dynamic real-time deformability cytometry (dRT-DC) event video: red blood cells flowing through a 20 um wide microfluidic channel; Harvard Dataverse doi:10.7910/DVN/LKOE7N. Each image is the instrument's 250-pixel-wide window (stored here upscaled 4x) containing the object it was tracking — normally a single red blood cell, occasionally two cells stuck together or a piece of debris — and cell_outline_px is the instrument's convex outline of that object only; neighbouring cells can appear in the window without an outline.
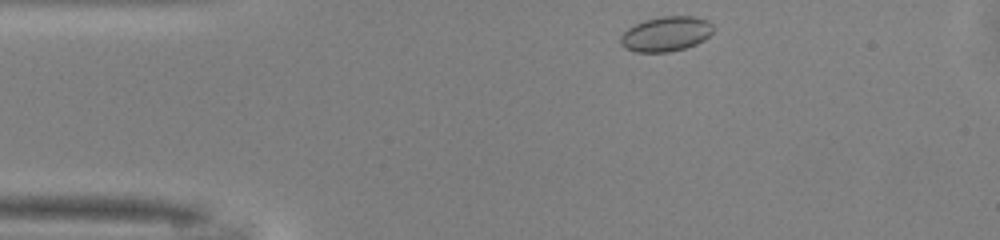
{"species": "common noctule bat (a hibernating species)", "species_latin": "Nyctalus noctula", "temperature_condition": "warm", "stored_images_in_passage": 30, "camera_frame_rate_fps": 3000, "um_per_image_px": 0.085, "animal": {"sex": "male", "body_mass_g": 13.0, "forearm_length_mm": 53.1}, "frame": {"image": 1, "passage_image": 1, "time_ms": 0.0, "image_size_px": [1000, 240], "cell_outline_px": [[716, 28], [704, 40], [696, 44], [684, 48], [668, 52], [636, 52], [624, 48], [620, 44], [620, 36], [628, 28], [636, 24], [648, 20], [664, 16], [692, 16], [708, 20]], "centroid_in_image_um": [56.63, 2.89], "position_along_channel_um": 28.4, "area_um2": 18.79}}
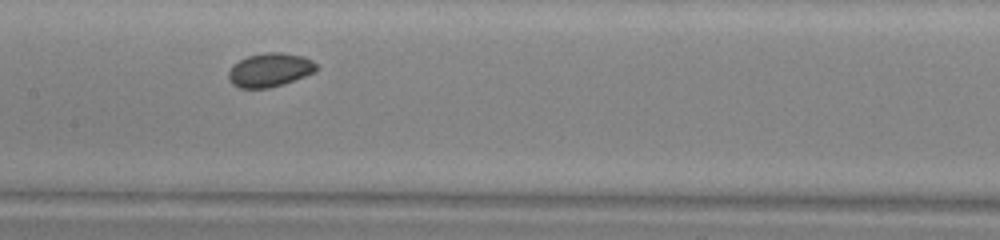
{"frame": {"image": 2, "passage_image": 16, "time_ms": 5.0, "image_size_px": [1000, 240], "cell_outline_px": [[316, 68], [312, 72], [304, 76], [268, 88], [240, 88], [232, 84], [228, 76], [228, 72], [232, 64], [248, 56], [264, 52], [280, 52], [304, 56], [312, 60], [316, 64]], "centroid_in_image_um": [22.89, 5.93], "position_along_channel_um": 184.5, "area_um2": 17.05}}
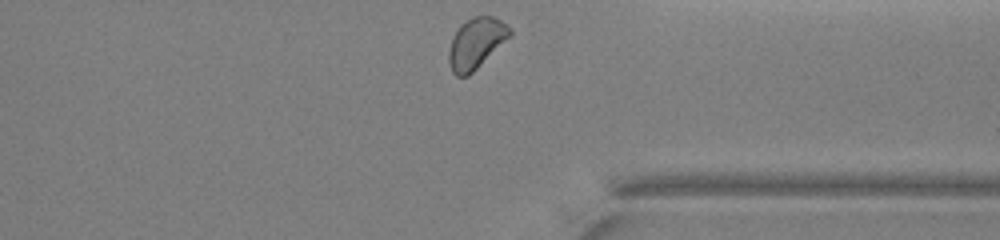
{"frame": {"image": 3, "passage_image": 30, "time_ms": 9.667, "image_size_px": [1000, 240], "cell_outline_px": [[512, 32], [468, 76], [456, 76], [452, 72], [448, 60], [448, 52], [452, 40], [460, 24], [472, 16], [492, 16], [508, 24], [512, 28]], "centroid_in_image_um": [40.43, 3.65], "position_along_channel_um": 371.0, "area_um2": 17.51}, "authors_computed_cell_mechanics": {"area_um2": 17.051, "velocity_mm_per_s": 4.101, "shape_relaxation_time_tau1_ms": null, "shape_relaxation_time_tau2_ms": 5.444, "deformation_change_tau1": null, "deformation_change_tau2": 0.0658}}